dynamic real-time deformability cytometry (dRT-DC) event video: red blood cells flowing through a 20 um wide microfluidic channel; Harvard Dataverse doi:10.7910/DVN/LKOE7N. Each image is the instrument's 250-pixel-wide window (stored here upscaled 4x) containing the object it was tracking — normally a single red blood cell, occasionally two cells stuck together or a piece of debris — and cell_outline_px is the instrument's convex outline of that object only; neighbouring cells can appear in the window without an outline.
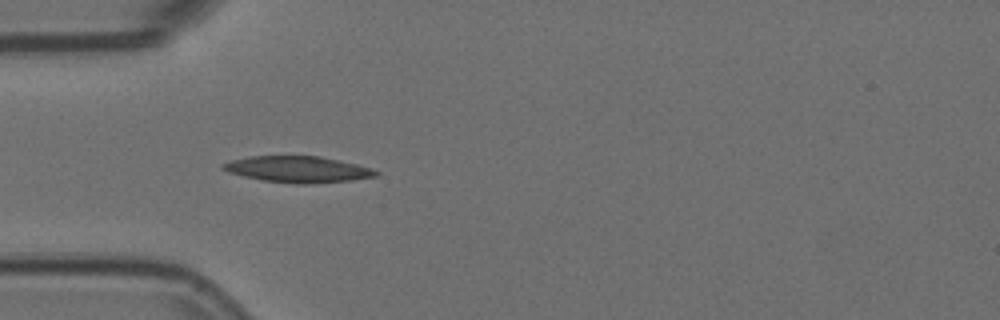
{"species": "Egyptian fruit bat (a non-hibernating species)", "species_latin": "Rousettus aegyptiacus", "temperature_condition": "room temperature", "stored_images_in_passage": 6, "camera_frame_rate_fps": 3000, "um_per_image_px": 0.085, "animal": {"sex": "female"}, "frame": {"image": 1, "passage_image": 5, "time_ms": 1.333, "image_size_px": [1000, 320], "cell_outline_px": [[380, 172], [376, 176], [348, 180], [312, 184], [296, 184], [264, 180], [244, 176], [228, 172], [220, 168], [220, 164], [232, 160], [248, 156], [320, 156], [340, 160], [372, 168]], "centroid_in_image_um": [25.3, 14.38], "position_along_channel_um": 59.7, "area_um2": 23.35}}
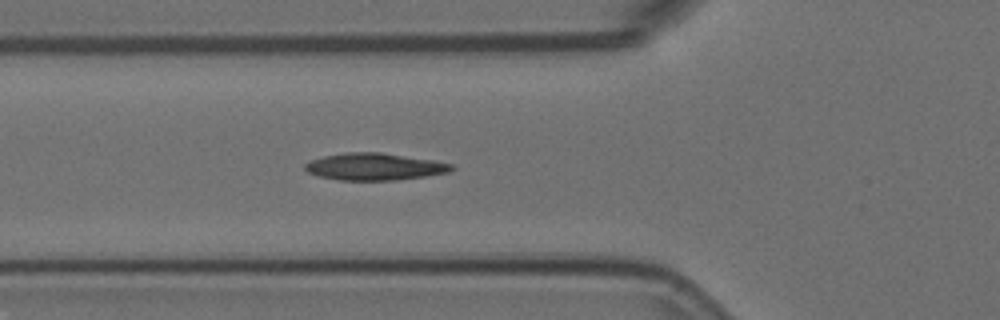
{"frame": {"image": 2, "passage_image": 6, "time_ms": 1.667, "image_size_px": [1000, 320], "cell_outline_px": [[456, 168], [448, 172], [424, 176], [396, 180], [340, 180], [316, 176], [308, 172], [304, 168], [304, 164], [312, 160], [324, 156], [348, 152], [380, 152], [432, 160], [452, 164]], "centroid_in_image_um": [31.81, 14.17], "position_along_channel_um": 94.0, "area_um2": 22.95}}